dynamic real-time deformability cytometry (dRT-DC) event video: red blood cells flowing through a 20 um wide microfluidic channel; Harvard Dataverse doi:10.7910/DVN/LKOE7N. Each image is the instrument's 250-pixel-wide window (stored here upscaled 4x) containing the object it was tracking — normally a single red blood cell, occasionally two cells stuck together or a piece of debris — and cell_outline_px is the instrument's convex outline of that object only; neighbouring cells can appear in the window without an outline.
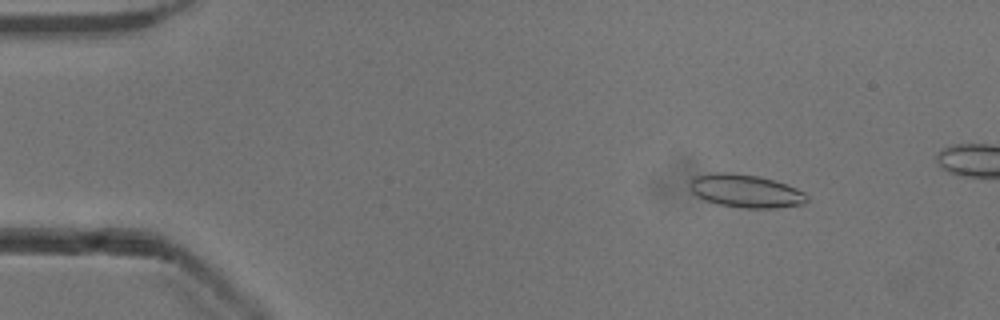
{"species": "common noctule bat (a hibernating species)", "species_latin": "Nyctalus noctula", "temperature_condition": "cold", "stored_images_in_passage": 16, "camera_frame_rate_fps": 3000, "um_per_image_px": 0.085, "animal": {"sex": "male", "body_mass_g": 13.3}, "frame": {"image": 1, "passage_image": 7, "time_ms": 2.0, "image_size_px": [1000, 320], "cell_outline_px": [[808, 200], [804, 204], [776, 208], [740, 208], [720, 204], [704, 200], [696, 196], [692, 192], [688, 184], [692, 176], [708, 172], [732, 172], [760, 176], [796, 188], [804, 192], [808, 196]], "centroid_in_image_um": [63.33, 16.22], "position_along_channel_um": 21.7, "area_um2": 22.95}}